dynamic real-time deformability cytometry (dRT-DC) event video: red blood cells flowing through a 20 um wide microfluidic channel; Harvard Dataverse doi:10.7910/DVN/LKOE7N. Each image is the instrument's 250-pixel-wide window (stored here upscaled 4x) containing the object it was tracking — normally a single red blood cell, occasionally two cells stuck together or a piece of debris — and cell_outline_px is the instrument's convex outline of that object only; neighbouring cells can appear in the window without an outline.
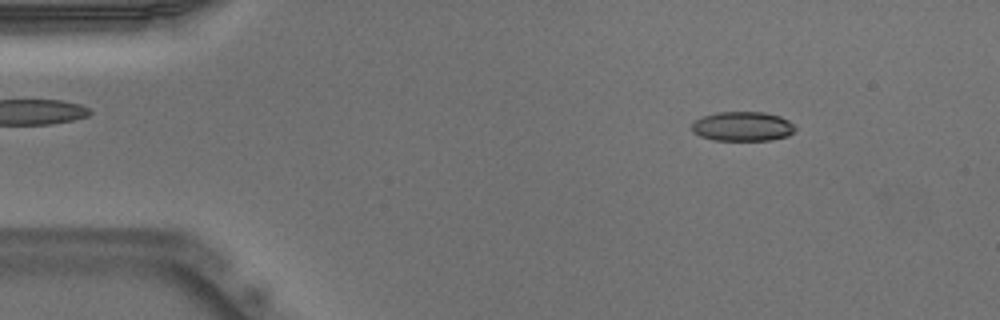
{"species": "Egyptian fruit bat (a non-hibernating species)", "species_latin": "Rousettus aegyptiacus", "temperature_condition": "warm", "stored_images_in_passage": 50, "camera_frame_rate_fps": 3000, "um_per_image_px": 0.085, "animal": {"sex": "male"}, "frame": {"image": 1, "passage_image": 6, "time_ms": 1.667, "image_size_px": [1000, 320], "cell_outline_px": [[796, 128], [788, 136], [772, 140], [712, 140], [700, 136], [692, 132], [692, 124], [696, 120], [704, 116], [716, 112], [764, 112], [780, 116], [788, 120]], "centroid_in_image_um": [63.11, 10.74], "position_along_channel_um": 21.9, "area_um2": 17.74}}
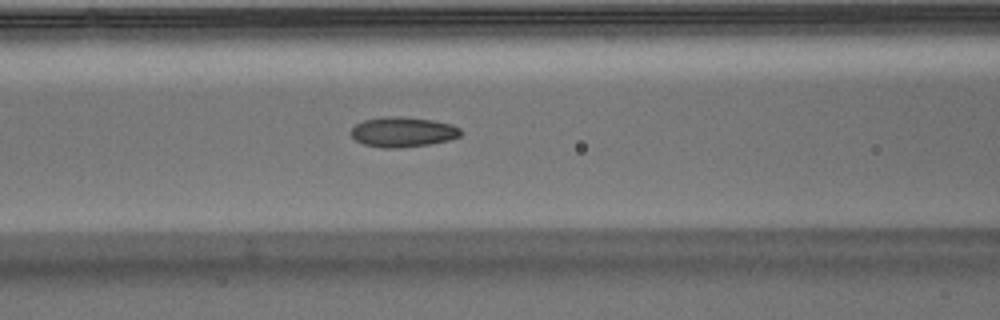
{"frame": {"image": 2, "passage_image": 20, "time_ms": 6.333, "image_size_px": [1000, 320], "cell_outline_px": [[464, 132], [460, 136], [448, 140], [428, 144], [400, 148], [380, 148], [364, 144], [356, 140], [352, 136], [352, 128], [356, 124], [364, 120], [384, 116], [400, 116], [432, 120], [452, 124], [460, 128]], "centroid_in_image_um": [34.26, 11.21], "position_along_channel_um": 132.3, "area_um2": 19.25}}
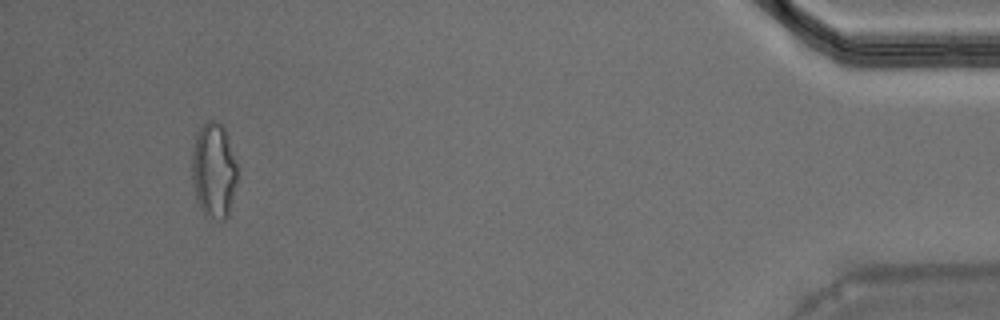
{"frame": {"image": 3, "passage_image": 47, "time_ms": 15.333, "image_size_px": [1000, 320], "cell_outline_px": [[236, 188], [228, 216], [224, 220], [208, 220], [204, 216], [196, 200], [192, 180], [192, 148], [196, 132], [208, 120], [216, 120], [224, 128], [228, 136], [236, 164]], "centroid_in_image_um": [18.15, 14.53], "position_along_channel_um": 417.0, "area_um2": 25.66}, "authors_computed_cell_mechanics": {"area_um2": 18.6694, "velocity_mm_per_s": 3.9504, "shape_relaxation_time_tau1_ms": 7.6119, "shape_relaxation_time_tau2_ms": 2.143, "deformation_change_tau1": 0.2114, "deformation_change_tau2": 0.0871}}